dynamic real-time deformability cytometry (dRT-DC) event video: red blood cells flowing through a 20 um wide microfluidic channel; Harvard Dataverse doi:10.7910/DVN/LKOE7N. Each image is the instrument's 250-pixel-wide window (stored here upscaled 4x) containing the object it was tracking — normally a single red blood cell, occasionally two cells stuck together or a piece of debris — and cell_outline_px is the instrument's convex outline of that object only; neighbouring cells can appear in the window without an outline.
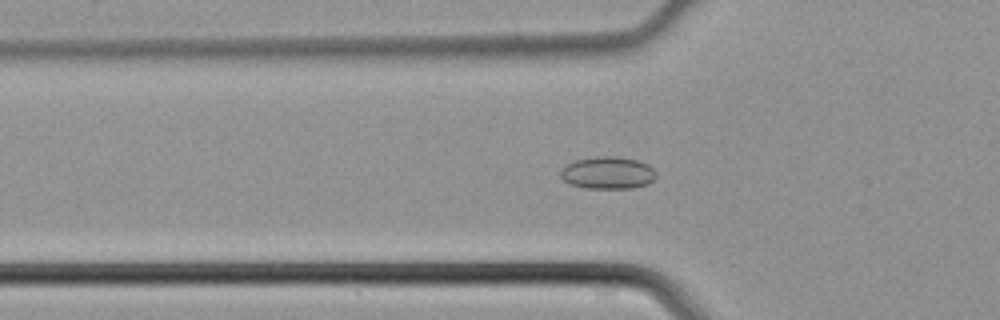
{"species": "common noctule bat (a hibernating species)", "species_latin": "Nyctalus noctula", "temperature_condition": "cold", "stored_images_in_passage": 42, "camera_frame_rate_fps": 3000, "um_per_image_px": 0.085, "animal": {"sex": "male", "body_mass_g": 21.5, "forearm_length_mm": 52.0}, "frame": {"image": 1, "passage_image": 12, "time_ms": 3.667, "image_size_px": [1000, 320], "cell_outline_px": [[656, 176], [648, 184], [632, 188], [584, 188], [572, 184], [564, 180], [560, 176], [560, 172], [568, 164], [576, 160], [596, 156], [616, 156], [636, 160], [648, 164], [656, 172]], "centroid_in_image_um": [51.68, 14.69], "position_along_channel_um": 74.1, "area_um2": 17.86}}
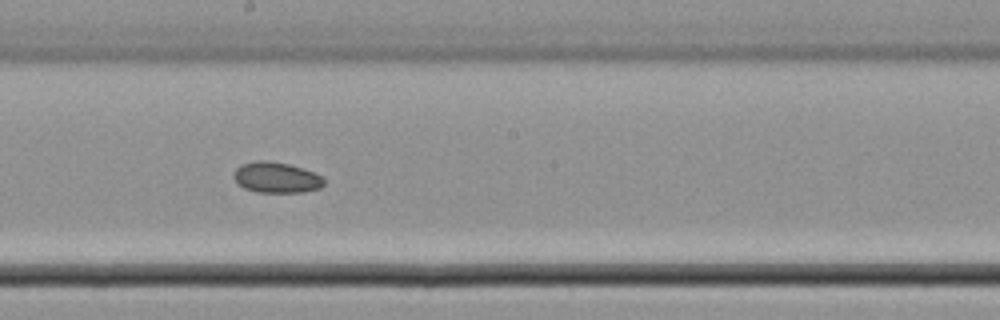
{"frame": {"image": 2, "passage_image": 22, "time_ms": 7.0, "image_size_px": [1000, 320], "cell_outline_px": [[324, 184], [320, 188], [300, 192], [256, 192], [244, 188], [232, 176], [236, 168], [240, 164], [256, 160], [268, 160], [288, 164], [312, 172], [320, 176], [324, 180]], "centroid_in_image_um": [23.44, 15.08], "position_along_channel_um": 224.8, "area_um2": 16.01}}
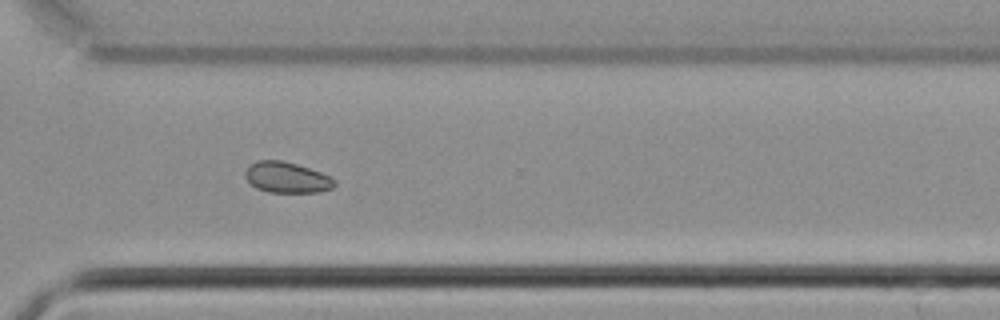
{"frame": {"image": 3, "passage_image": 30, "time_ms": 9.667, "image_size_px": [1000, 320], "cell_outline_px": [[336, 184], [332, 188], [320, 192], [268, 192], [256, 188], [244, 176], [244, 172], [252, 164], [260, 160], [280, 160], [296, 164], [320, 172], [336, 180]], "centroid_in_image_um": [24.39, 15.09], "position_along_channel_um": 346.2, "area_um2": 15.84}}